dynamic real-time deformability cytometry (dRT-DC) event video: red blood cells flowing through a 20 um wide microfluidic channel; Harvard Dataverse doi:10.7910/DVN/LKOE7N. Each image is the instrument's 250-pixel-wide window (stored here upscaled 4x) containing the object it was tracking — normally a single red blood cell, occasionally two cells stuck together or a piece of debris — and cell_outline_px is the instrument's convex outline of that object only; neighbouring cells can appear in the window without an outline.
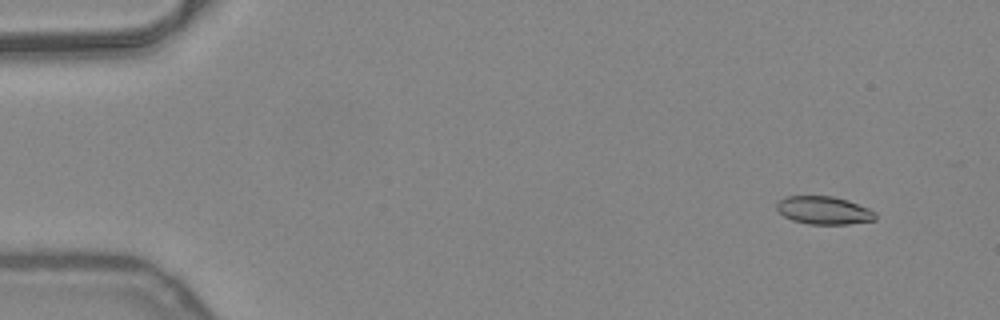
{"species": "common noctule bat (a hibernating species)", "species_latin": "Nyctalus noctula", "temperature_condition": "warm", "stored_images_in_passage": 15, "camera_frame_rate_fps": 3000, "um_per_image_px": 0.085, "animal": {"sex": "female", "body_mass_g": 24.6, "forearm_length_mm": 56.2}, "frame": {"image": 1, "passage_image": 4, "time_ms": 1.0, "image_size_px": [1000, 320], "cell_outline_px": [[876, 220], [848, 224], [808, 224], [792, 220], [784, 216], [776, 208], [776, 204], [780, 200], [788, 196], [832, 196], [848, 200], [868, 208], [876, 212]], "centroid_in_image_um": [70.05, 17.88], "position_along_channel_um": 15.0, "area_um2": 16.07}}
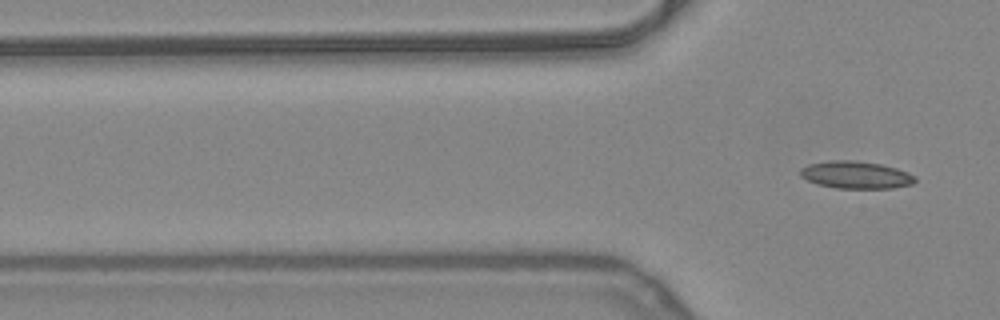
{"frame": {"image": 2, "passage_image": 15, "time_ms": 4.667, "image_size_px": [1000, 320], "cell_outline_px": [[916, 180], [912, 184], [892, 188], [836, 188], [816, 184], [800, 176], [800, 168], [808, 164], [832, 160], [852, 160], [880, 164], [896, 168], [908, 172], [916, 176]], "centroid_in_image_um": [72.74, 14.86], "position_along_channel_um": 53.1, "area_um2": 18.32}}